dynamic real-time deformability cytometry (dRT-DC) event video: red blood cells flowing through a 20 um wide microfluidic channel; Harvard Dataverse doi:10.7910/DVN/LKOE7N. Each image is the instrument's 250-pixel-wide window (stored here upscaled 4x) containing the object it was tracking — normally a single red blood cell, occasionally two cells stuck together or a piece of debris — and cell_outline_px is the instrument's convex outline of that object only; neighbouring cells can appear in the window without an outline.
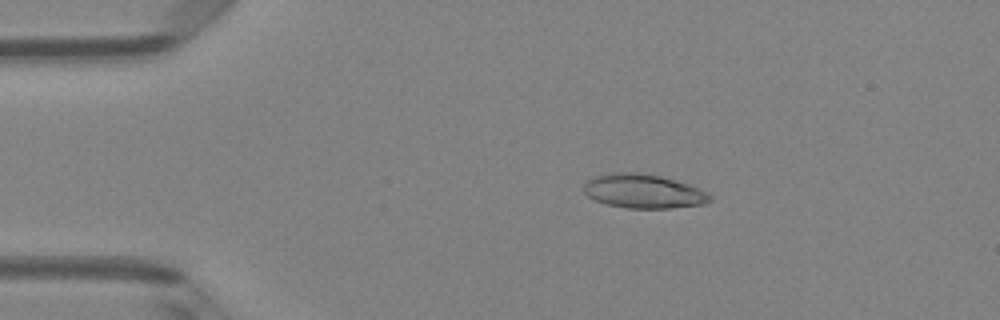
{"species": "Egyptian fruit bat (a non-hibernating species)", "species_latin": "Rousettus aegyptiacus", "temperature_condition": "room temperature", "stored_images_in_passage": 4, "camera_frame_rate_fps": 3000, "um_per_image_px": 0.085, "animal": {"sex": "female"}, "frame": {"image": 1, "passage_image": 2, "time_ms": 0.333, "image_size_px": [1000, 320], "cell_outline_px": [[712, 200], [704, 204], [672, 208], [628, 208], [608, 204], [596, 200], [588, 196], [584, 192], [584, 184], [588, 180], [596, 176], [612, 172], [636, 172], [660, 176], [688, 184], [712, 196]], "centroid_in_image_um": [54.68, 16.25], "position_along_channel_um": 30.3, "area_um2": 24.74}}
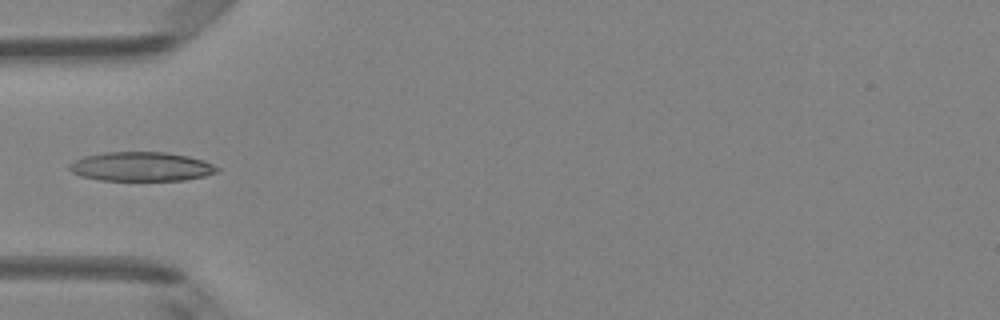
{"frame": {"image": 2, "passage_image": 4, "time_ms": 1.0, "image_size_px": [1000, 320], "cell_outline_px": [[220, 172], [204, 176], [184, 180], [100, 180], [80, 176], [72, 172], [68, 168], [68, 164], [84, 156], [104, 152], [168, 152], [188, 156], [204, 160], [220, 168]], "centroid_in_image_um": [12.02, 14.15], "position_along_channel_um": 73.0, "area_um2": 25.26}}